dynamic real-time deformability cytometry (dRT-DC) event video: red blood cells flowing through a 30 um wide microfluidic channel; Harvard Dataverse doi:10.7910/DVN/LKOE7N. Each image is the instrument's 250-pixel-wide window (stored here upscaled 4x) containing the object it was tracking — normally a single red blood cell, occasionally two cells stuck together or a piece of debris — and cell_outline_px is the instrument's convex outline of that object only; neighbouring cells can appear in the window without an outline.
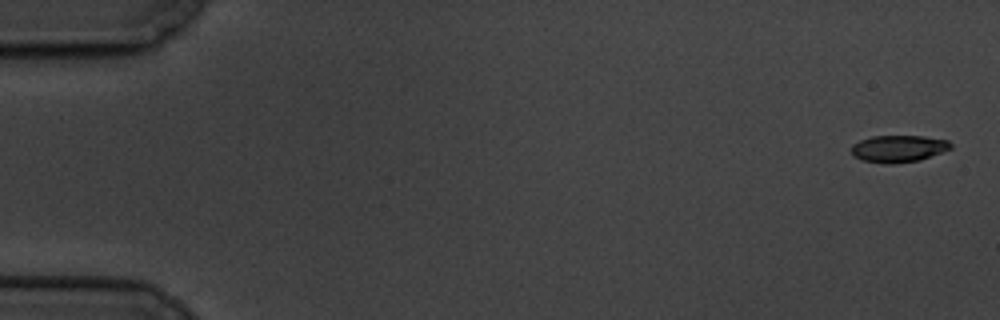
{"species": "common noctule bat (a hibernating species)", "species_latin": "Nyctalus noctula", "temperature_condition": "cold", "stored_images_in_passage": 6, "camera_frame_rate_fps": 3000, "um_per_image_px": 0.085, "animal": {"sex": "male", "body_mass_g": 19.5, "forearm_length_mm": 54.6}, "frame": {"image": 1, "passage_image": 1, "time_ms": 0.0, "image_size_px": [1000, 320], "cell_outline_px": [[952, 148], [920, 160], [892, 164], [888, 164], [860, 160], [852, 156], [852, 144], [860, 140], [872, 136], [924, 136], [948, 140], [952, 144]], "centroid_in_image_um": [76.35, 12.64], "position_along_channel_um": 8.6, "area_um2": 15.72}}
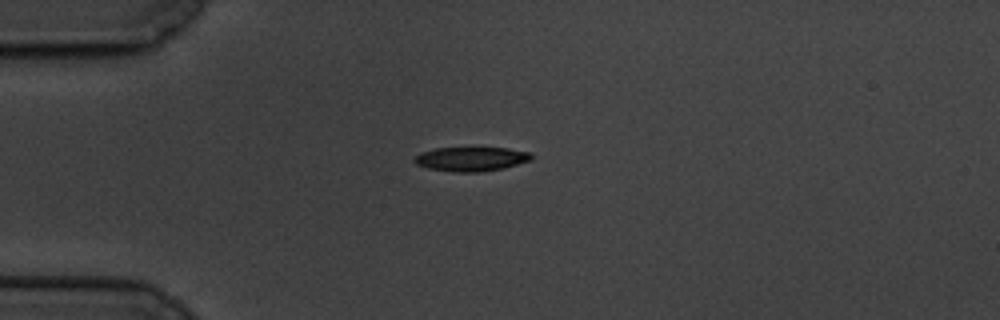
{"frame": {"image": 2, "passage_image": 4, "time_ms": 4.667, "image_size_px": [1000, 320], "cell_outline_px": [[532, 160], [504, 168], [480, 172], [456, 172], [428, 168], [416, 164], [412, 160], [420, 152], [436, 148], [508, 148], [528, 152], [532, 156]], "centroid_in_image_um": [40.03, 13.52], "position_along_channel_um": 45.0, "area_um2": 16.47}}
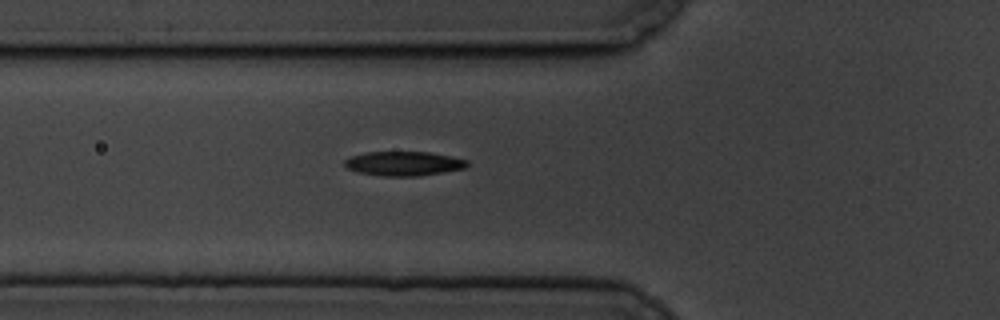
{"frame": {"image": 3, "passage_image": 6, "time_ms": 6.667, "image_size_px": [1000, 320], "cell_outline_px": [[468, 164], [464, 168], [444, 172], [420, 176], [384, 176], [356, 172], [348, 168], [344, 164], [344, 160], [352, 156], [364, 152], [428, 152], [468, 160]], "centroid_in_image_um": [34.29, 13.91], "position_along_channel_um": 91.5, "area_um2": 17.28}}